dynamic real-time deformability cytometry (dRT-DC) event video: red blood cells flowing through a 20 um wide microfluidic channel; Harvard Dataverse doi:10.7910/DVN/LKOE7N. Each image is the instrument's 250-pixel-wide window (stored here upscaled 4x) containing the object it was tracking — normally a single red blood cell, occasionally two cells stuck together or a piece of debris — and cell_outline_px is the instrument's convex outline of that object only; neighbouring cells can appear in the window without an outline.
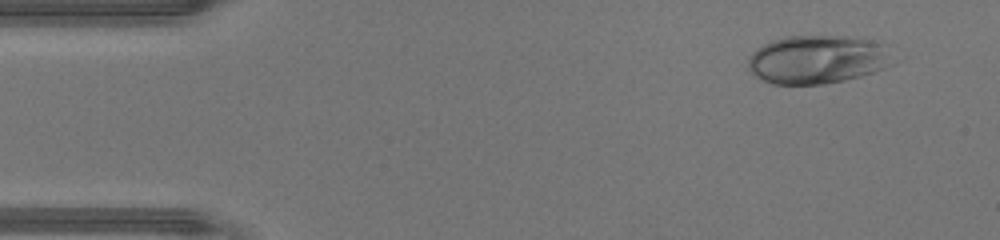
{"species": "human", "species_latin": "Homo sapiens", "temperature_condition": "warm", "stored_images_in_passage": 45, "camera_frame_rate_fps": 3000, "um_per_image_px": 0.085, "donor": {"sex": "male"}, "frame": {"image": 1, "passage_image": 4, "time_ms": 1.0, "image_size_px": [1000, 240], "cell_outline_px": [[888, 64], [884, 68], [860, 76], [844, 80], [824, 84], [772, 84], [756, 76], [748, 68], [748, 56], [756, 48], [772, 40], [784, 36], [844, 36], [872, 40], [880, 44]], "centroid_in_image_um": [69.33, 5.06], "position_along_channel_um": 15.7, "area_um2": 40.0}}
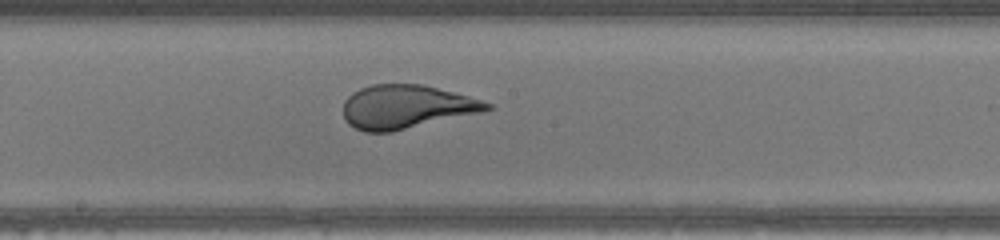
{"frame": {"image": 2, "passage_image": 24, "time_ms": 7.667, "image_size_px": [1000, 240], "cell_outline_px": [[496, 108], [480, 112], [392, 132], [364, 132], [348, 124], [344, 120], [344, 100], [352, 92], [360, 88], [372, 84], [424, 84], [468, 96], [492, 104]], "centroid_in_image_um": [34.5, 9.08], "position_along_channel_um": 213.7, "area_um2": 36.53}}
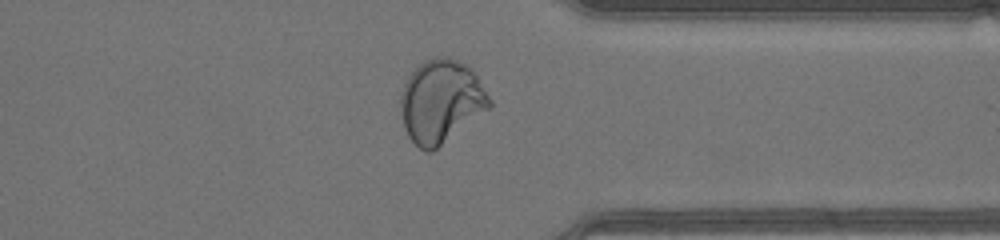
{"frame": {"image": 3, "passage_image": 35, "time_ms": 11.333, "image_size_px": [1000, 240], "cell_outline_px": [[492, 104], [488, 108], [432, 152], [428, 152], [420, 148], [408, 136], [404, 128], [400, 112], [400, 92], [408, 76], [424, 60], [436, 56], [448, 56], [468, 64], [472, 68], [492, 100]], "centroid_in_image_um": [37.47, 8.58], "position_along_channel_um": 373.9, "area_um2": 43.0}, "authors_computed_cell_mechanics": {"area_um2": 39.9976, "velocity_mm_per_s": 4.5167, "shape_relaxation_time_tau1_ms": 8.0871, "shape_relaxation_time_tau2_ms": null, "deformation_change_tau1": 0.3183, "deformation_change_tau2": null}}